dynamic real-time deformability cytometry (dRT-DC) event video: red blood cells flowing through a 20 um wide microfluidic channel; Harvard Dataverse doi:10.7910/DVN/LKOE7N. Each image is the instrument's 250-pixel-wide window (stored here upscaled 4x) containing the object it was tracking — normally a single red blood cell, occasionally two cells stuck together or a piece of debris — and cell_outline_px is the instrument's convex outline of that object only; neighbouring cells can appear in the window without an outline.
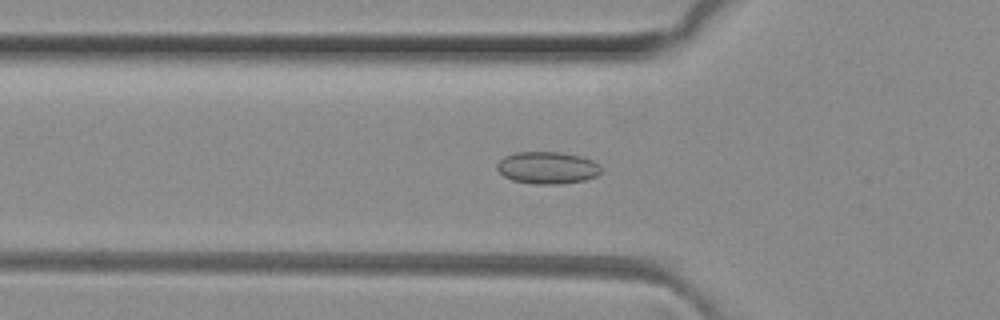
{"species": "common noctule bat (a hibernating species)", "species_latin": "Nyctalus noctula", "temperature_condition": "room temperature", "stored_images_in_passage": 51, "camera_frame_rate_fps": 3000, "um_per_image_px": 0.085, "animal": {"sex": "female", "body_mass_g": 29.2, "forearm_length_mm": 56.3}, "frame": {"image": 1, "passage_image": 17, "time_ms": 5.333, "image_size_px": [1000, 320], "cell_outline_px": [[600, 172], [596, 176], [584, 180], [560, 184], [532, 184], [512, 180], [504, 176], [496, 168], [496, 164], [504, 156], [516, 152], [560, 152], [580, 156], [592, 160], [600, 164]], "centroid_in_image_um": [46.51, 14.26], "position_along_channel_um": 79.3, "area_um2": 19.54}}
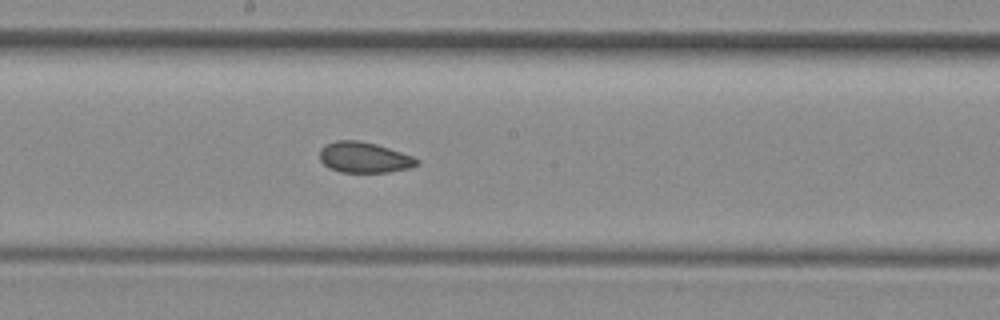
{"frame": {"image": 2, "passage_image": 27, "time_ms": 8.667, "image_size_px": [1000, 320], "cell_outline_px": [[420, 164], [412, 168], [388, 172], [340, 172], [328, 168], [320, 160], [320, 148], [324, 144], [336, 140], [360, 140], [376, 144], [412, 156], [420, 160]], "centroid_in_image_um": [30.95, 13.38], "position_along_channel_um": 217.3, "area_um2": 17.57}}
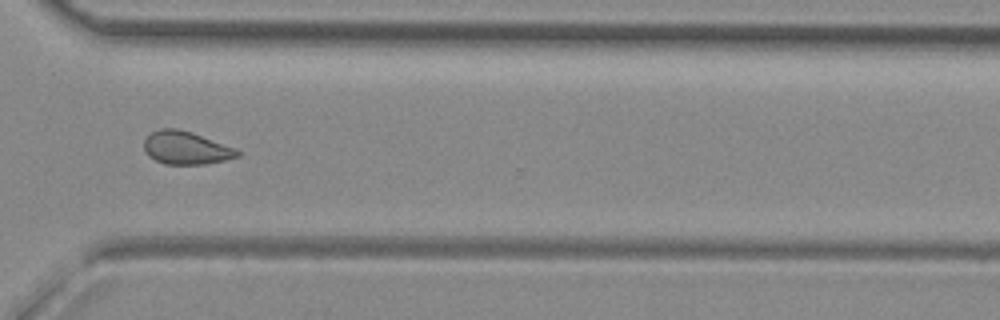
{"frame": {"image": 3, "passage_image": 37, "time_ms": 12.0, "image_size_px": [1000, 320], "cell_outline_px": [[240, 156], [224, 160], [204, 164], [164, 164], [148, 156], [144, 152], [144, 140], [152, 132], [160, 128], [176, 128], [192, 132], [236, 148], [240, 152]], "centroid_in_image_um": [15.8, 12.57], "position_along_channel_um": 354.8, "area_um2": 17.98}, "authors_computed_cell_mechanics": {"area_um2": 18.207, "velocity_mm_per_s": 4.119, "shape_relaxation_time_tau1_ms": null, "shape_relaxation_time_tau2_ms": 2.1591, "deformation_change_tau1": null, "deformation_change_tau2": 0.0714}}